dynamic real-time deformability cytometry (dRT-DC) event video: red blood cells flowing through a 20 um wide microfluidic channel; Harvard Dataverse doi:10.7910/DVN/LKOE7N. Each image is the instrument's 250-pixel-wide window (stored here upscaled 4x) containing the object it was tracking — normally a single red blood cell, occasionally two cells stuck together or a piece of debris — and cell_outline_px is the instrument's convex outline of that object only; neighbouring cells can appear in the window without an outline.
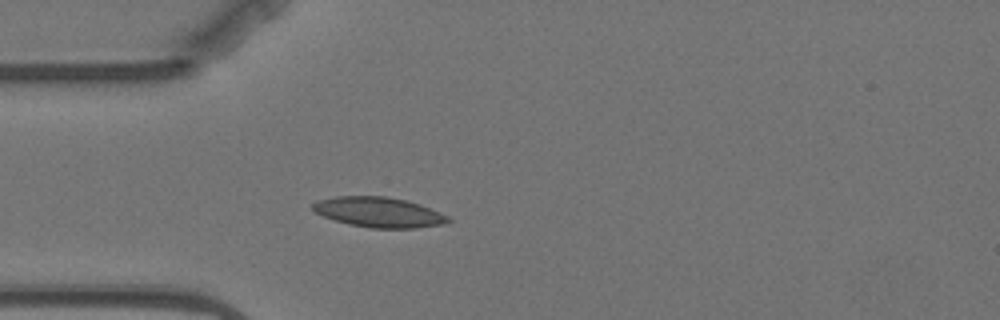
{"species": "Egyptian fruit bat (a non-hibernating species)", "species_latin": "Rousettus aegyptiacus", "temperature_condition": "warm", "stored_images_in_passage": 4, "camera_frame_rate_fps": 3000, "um_per_image_px": 0.085, "animal": {"sex": "female"}, "frame": {"image": 1, "passage_image": 4, "time_ms": 4.667, "image_size_px": [1000, 320], "cell_outline_px": [[452, 220], [444, 224], [416, 228], [372, 228], [348, 224], [324, 216], [316, 212], [312, 208], [312, 204], [316, 200], [332, 196], [388, 196], [420, 204], [440, 212], [448, 216]], "centroid_in_image_um": [32.2, 18.03], "position_along_channel_um": 52.8, "area_um2": 23.81}}